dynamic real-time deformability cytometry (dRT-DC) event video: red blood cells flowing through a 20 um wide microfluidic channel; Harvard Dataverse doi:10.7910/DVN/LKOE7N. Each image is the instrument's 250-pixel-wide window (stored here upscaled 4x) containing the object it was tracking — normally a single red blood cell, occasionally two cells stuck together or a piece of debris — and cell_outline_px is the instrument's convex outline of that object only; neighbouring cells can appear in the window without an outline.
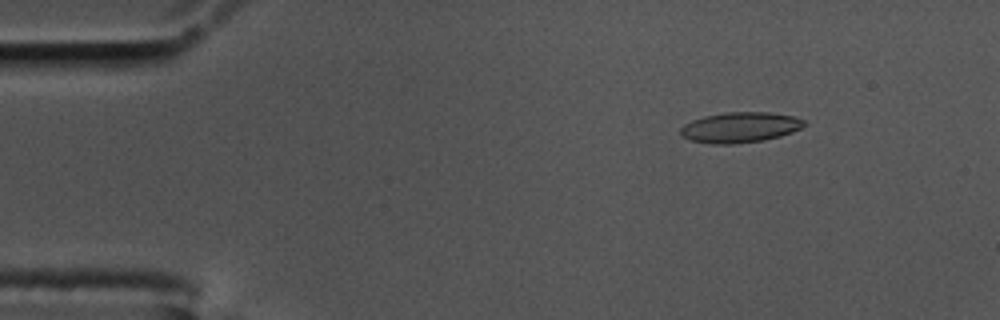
{"species": "common noctule bat (a hibernating species)", "species_latin": "Nyctalus noctula", "temperature_condition": "cold", "stored_images_in_passage": 58, "camera_frame_rate_fps": 3000, "um_per_image_px": 0.085, "animal": {"sex": "male", "body_mass_g": 17.5, "forearm_length_mm": 52.3}, "frame": {"image": 1, "passage_image": 8, "time_ms": 2.333, "image_size_px": [1000, 320], "cell_outline_px": [[808, 124], [792, 132], [780, 136], [764, 140], [732, 144], [712, 144], [688, 140], [680, 136], [680, 128], [684, 124], [692, 120], [704, 116], [728, 112], [768, 112], [792, 116], [804, 120]], "centroid_in_image_um": [62.87, 10.83], "position_along_channel_um": 22.1, "area_um2": 22.02}}
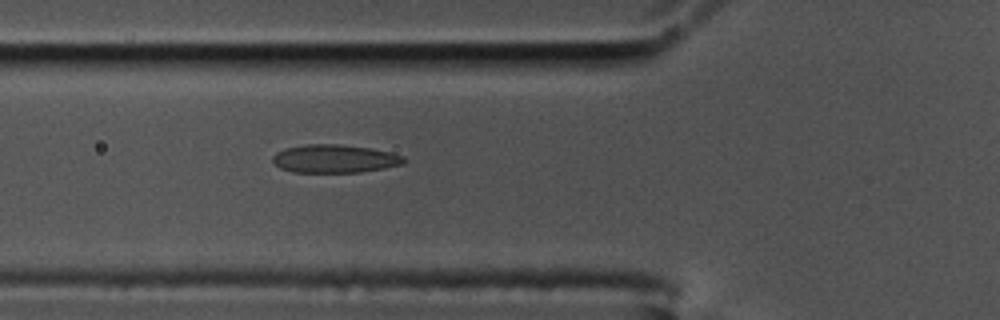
{"frame": {"image": 2, "passage_image": 21, "time_ms": 6.667, "image_size_px": [1000, 320], "cell_outline_px": [[408, 160], [404, 164], [384, 168], [360, 172], [292, 172], [280, 168], [272, 160], [272, 156], [276, 152], [284, 148], [304, 144], [340, 144], [372, 148], [404, 156]], "centroid_in_image_um": [28.45, 13.48], "position_along_channel_um": 97.4, "area_um2": 21.73}}
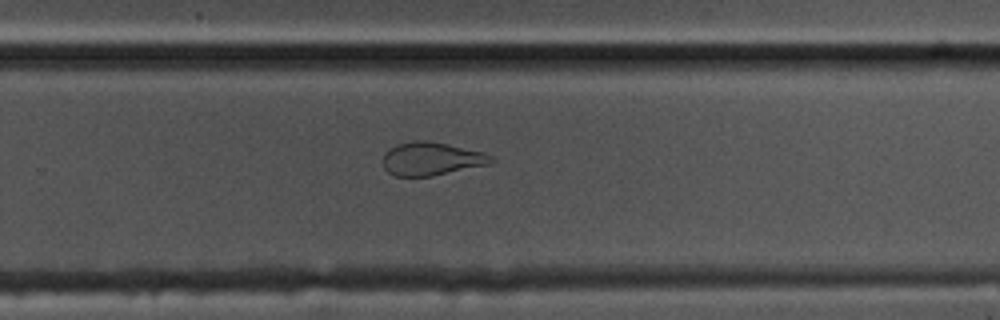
{"frame": {"image": 3, "passage_image": 38, "time_ms": 12.333, "image_size_px": [1000, 320], "cell_outline_px": [[496, 160], [492, 164], [432, 176], [392, 176], [384, 168], [384, 152], [388, 148], [396, 144], [416, 140], [428, 140], [448, 144], [484, 152], [492, 156]], "centroid_in_image_um": [36.69, 13.49], "position_along_channel_um": 293.1, "area_um2": 21.27}, "authors_computed_cell_mechanics": {"area_um2": 21.8773, "velocity_mm_per_s": 3.4515, "shape_relaxation_time_tau1_ms": null, "shape_relaxation_time_tau2_ms": 1.6464, "deformation_change_tau1": null, "deformation_change_tau2": 0.0887}}